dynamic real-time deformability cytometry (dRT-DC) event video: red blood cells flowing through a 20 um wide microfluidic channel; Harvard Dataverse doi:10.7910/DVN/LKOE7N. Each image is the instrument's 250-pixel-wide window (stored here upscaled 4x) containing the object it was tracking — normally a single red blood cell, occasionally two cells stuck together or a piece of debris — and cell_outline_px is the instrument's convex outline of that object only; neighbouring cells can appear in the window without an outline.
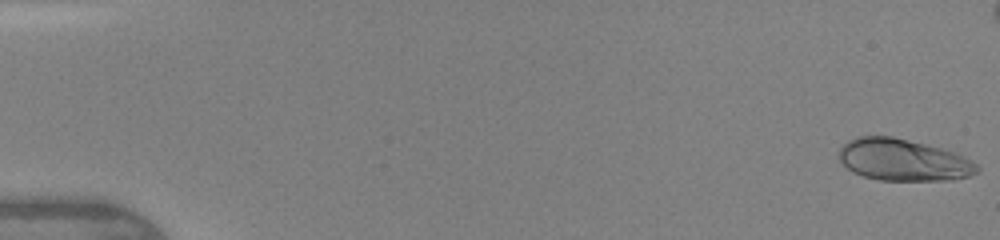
{"species": "human", "species_latin": "Homo sapiens", "temperature_condition": "warm", "stored_images_in_passage": 43, "camera_frame_rate_fps": 3000, "um_per_image_px": 0.085, "donor": {"sex": "female"}, "frame": {"image": 1, "passage_image": 1, "time_ms": 0.0, "image_size_px": [1000, 240], "cell_outline_px": [[980, 168], [976, 172], [968, 176], [952, 180], [880, 180], [864, 176], [852, 172], [840, 160], [840, 148], [848, 140], [856, 136], [892, 136], [956, 152], [976, 164]], "centroid_in_image_um": [76.76, 13.59], "position_along_channel_um": 8.2, "area_um2": 33.35}}
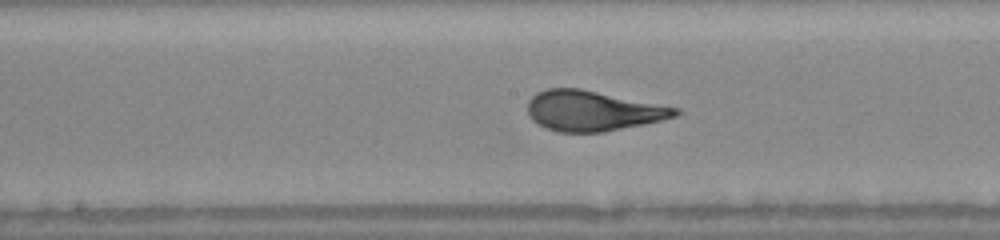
{"frame": {"image": 2, "passage_image": 25, "time_ms": 8.0, "image_size_px": [1000, 240], "cell_outline_px": [[680, 112], [676, 116], [644, 124], [604, 132], [556, 132], [532, 120], [528, 112], [528, 100], [536, 92], [548, 88], [580, 88], [680, 108]], "centroid_in_image_um": [50.37, 9.41], "position_along_channel_um": 197.8, "area_um2": 34.51}}
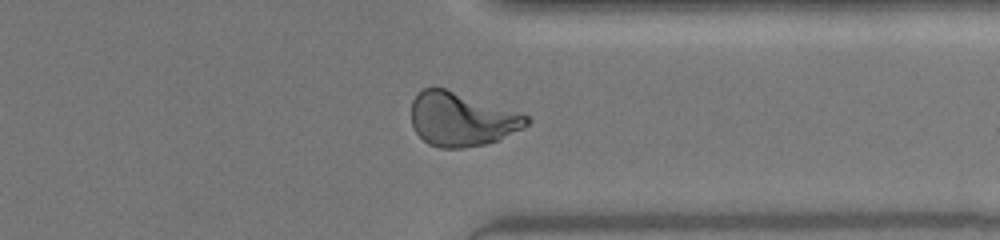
{"frame": {"image": 3, "passage_image": 37, "time_ms": 12.0, "image_size_px": [1000, 240], "cell_outline_px": [[532, 120], [528, 124], [496, 140], [484, 144], [464, 148], [440, 148], [428, 144], [412, 128], [412, 100], [424, 88], [444, 88], [528, 116]], "centroid_in_image_um": [39.18, 10.15], "position_along_channel_um": 372.2, "area_um2": 35.32}}